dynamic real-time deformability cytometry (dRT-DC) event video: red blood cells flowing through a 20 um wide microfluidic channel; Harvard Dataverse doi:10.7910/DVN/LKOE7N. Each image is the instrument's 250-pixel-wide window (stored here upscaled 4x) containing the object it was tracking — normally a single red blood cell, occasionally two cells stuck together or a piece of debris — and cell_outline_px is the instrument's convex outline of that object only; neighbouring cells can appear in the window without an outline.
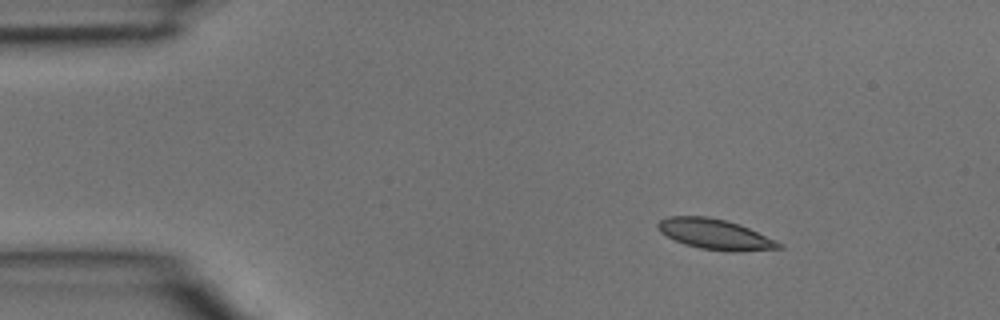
{"species": "common noctule bat (a hibernating species)", "species_latin": "Nyctalus noctula", "temperature_condition": "room temperature", "stored_images_in_passage": 4, "camera_frame_rate_fps": 3000, "um_per_image_px": 0.085, "animal": {"sex": "male", "body_mass_g": 15.6}, "frame": {"image": 1, "passage_image": 2, "time_ms": 0.333, "image_size_px": [1000, 320], "cell_outline_px": [[784, 248], [732, 252], [700, 248], [684, 244], [660, 232], [656, 228], [656, 224], [660, 220], [668, 216], [708, 216], [740, 224], [776, 240], [784, 244]], "centroid_in_image_um": [60.79, 19.91], "position_along_channel_um": 24.2, "area_um2": 21.44}}
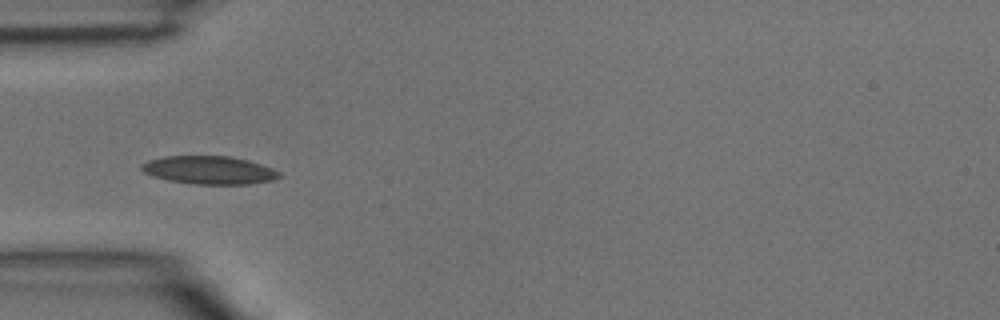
{"frame": {"image": 2, "passage_image": 4, "time_ms": 1.0, "image_size_px": [1000, 320], "cell_outline_px": [[280, 176], [272, 180], [248, 184], [192, 184], [168, 180], [152, 176], [144, 172], [140, 168], [140, 164], [148, 160], [164, 156], [228, 156], [248, 160], [272, 168], [280, 172]], "centroid_in_image_um": [17.74, 14.45], "position_along_channel_um": 67.3, "area_um2": 22.54}}